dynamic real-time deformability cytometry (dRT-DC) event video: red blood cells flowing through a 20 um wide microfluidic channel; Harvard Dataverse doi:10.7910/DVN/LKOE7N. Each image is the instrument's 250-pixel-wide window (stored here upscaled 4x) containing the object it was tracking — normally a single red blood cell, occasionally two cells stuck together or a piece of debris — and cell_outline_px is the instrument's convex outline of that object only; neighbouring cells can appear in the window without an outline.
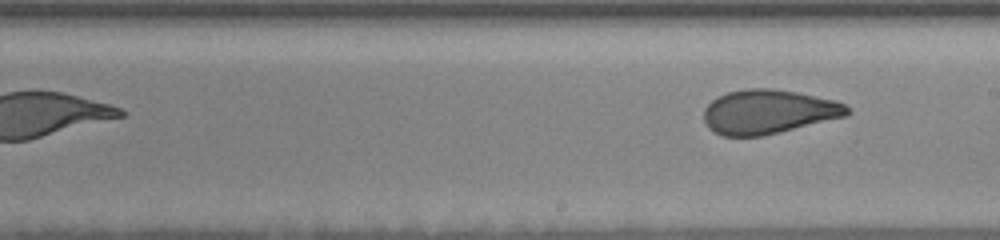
{"species": "human", "species_latin": "Homo sapiens", "temperature_condition": "room temperature", "stored_images_in_passage": 20, "segment_of_instrument_passage": [2, 2], "camera_frame_rate_fps": 3000, "um_per_image_px": 0.085, "donor": {"sex": "female"}, "frame": {"image": 1, "passage_image": 20, "time_ms": 9.667, "image_size_px": [1000, 240], "cell_outline_px": [[852, 112], [848, 116], [780, 132], [760, 136], [724, 136], [708, 128], [704, 120], [704, 108], [716, 96], [728, 92], [744, 88], [772, 88], [796, 92], [836, 100], [852, 108]], "centroid_in_image_um": [65.34, 9.49], "position_along_channel_um": 223.7, "area_um2": 37.22}}